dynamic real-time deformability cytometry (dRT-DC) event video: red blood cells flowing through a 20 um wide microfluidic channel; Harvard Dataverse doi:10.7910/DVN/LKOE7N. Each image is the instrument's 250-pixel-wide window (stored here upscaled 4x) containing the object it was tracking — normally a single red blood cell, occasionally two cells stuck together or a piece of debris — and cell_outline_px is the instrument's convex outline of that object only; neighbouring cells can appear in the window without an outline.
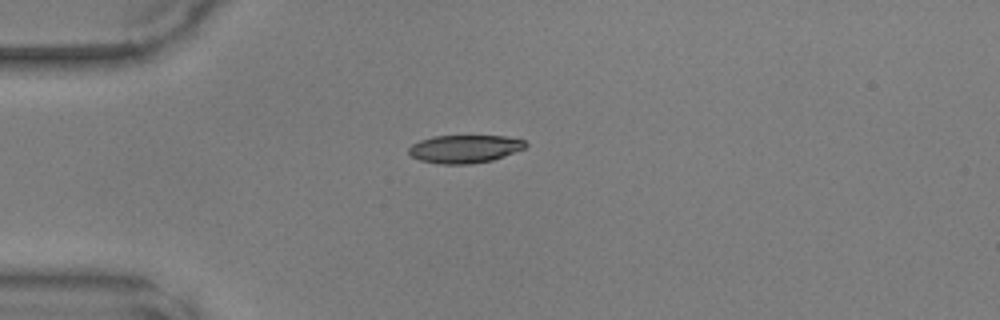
{"species": "common noctule bat (a hibernating species)", "species_latin": "Nyctalus noctula", "temperature_condition": "warm", "stored_images_in_passage": 36, "camera_frame_rate_fps": 3000, "um_per_image_px": 0.085, "animal": {"sex": "male", "body_mass_g": 17.9, "forearm_length_mm": 54.2}, "frame": {"image": 1, "passage_image": 1, "time_ms": 0.0, "image_size_px": [1000, 320], "cell_outline_px": [[528, 144], [524, 148], [504, 156], [492, 160], [472, 164], [440, 164], [420, 160], [412, 156], [408, 152], [408, 148], [412, 144], [420, 140], [432, 136], [504, 136], [524, 140]], "centroid_in_image_um": [39.48, 12.65], "position_along_channel_um": 45.5, "area_um2": 19.02}}
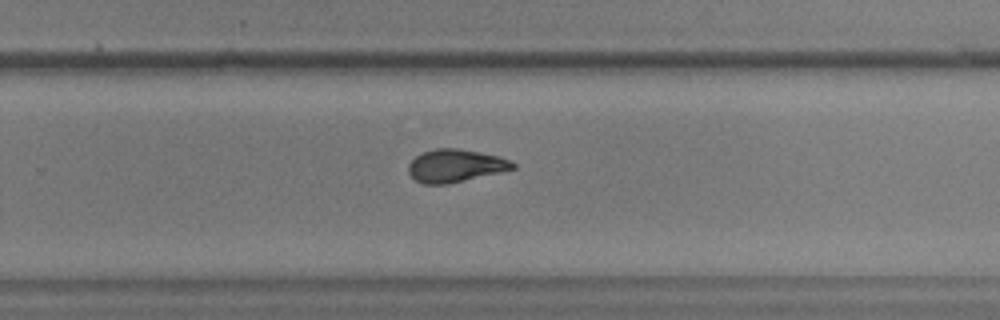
{"frame": {"image": 2, "passage_image": 20, "time_ms": 6.333, "image_size_px": [1000, 320], "cell_outline_px": [[516, 168], [500, 172], [448, 184], [424, 184], [416, 180], [408, 172], [408, 164], [416, 156], [424, 152], [436, 148], [456, 148], [496, 156], [508, 160], [516, 164]], "centroid_in_image_um": [38.68, 14.09], "position_along_channel_um": 291.1, "area_um2": 19.59}}
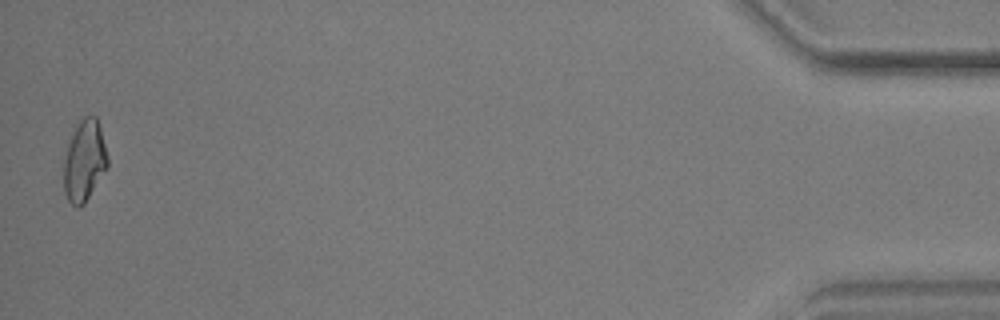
{"frame": {"image": 3, "passage_image": 36, "time_ms": 11.667, "image_size_px": [1000, 320], "cell_outline_px": [[108, 168], [84, 204], [80, 208], [76, 208], [68, 200], [64, 192], [64, 160], [68, 144], [80, 120], [84, 116], [96, 116], [100, 128], [108, 156]], "centroid_in_image_um": [7.19, 13.71], "position_along_channel_um": 428.0, "area_um2": 20.63}}